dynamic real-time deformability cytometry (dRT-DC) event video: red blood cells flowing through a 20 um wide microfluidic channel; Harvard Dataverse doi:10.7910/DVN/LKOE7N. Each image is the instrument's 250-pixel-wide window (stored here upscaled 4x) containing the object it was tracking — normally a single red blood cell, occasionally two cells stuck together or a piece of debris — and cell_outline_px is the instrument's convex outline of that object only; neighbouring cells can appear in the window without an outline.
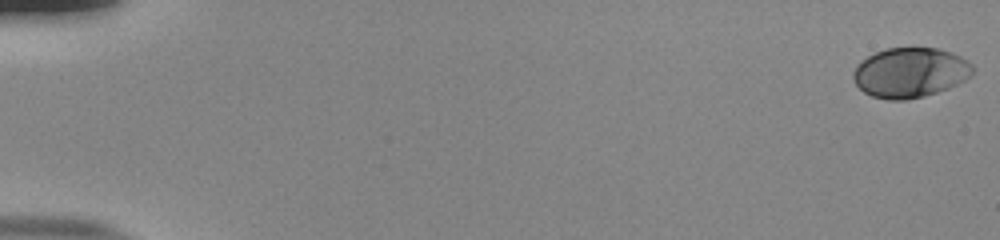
{"species": "human", "species_latin": "Homo sapiens", "temperature_condition": "room temperature", "stored_images_in_passage": 55, "camera_frame_rate_fps": 3000, "um_per_image_px": 0.085, "donor": {"sex": "male"}, "frame": {"image": 1, "passage_image": 1, "time_ms": 0.0, "image_size_px": [1000, 240], "cell_outline_px": [[972, 76], [948, 88], [924, 96], [908, 100], [888, 100], [872, 96], [864, 92], [856, 84], [852, 76], [852, 72], [856, 64], [868, 56], [884, 48], [936, 48], [952, 52], [968, 60], [972, 64]], "centroid_in_image_um": [77.35, 6.17], "position_along_channel_um": 7.7, "area_um2": 34.85}}
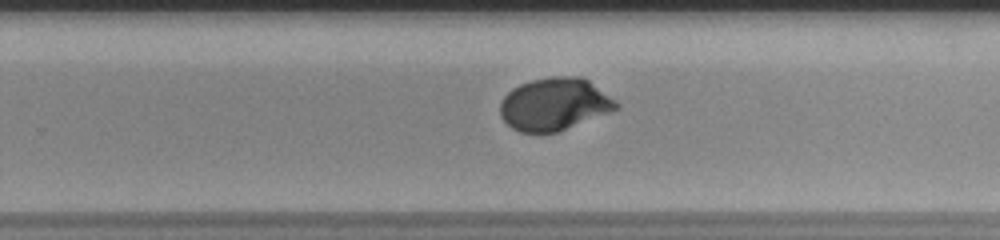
{"frame": {"image": 2, "passage_image": 37, "time_ms": 12.0, "image_size_px": [1000, 240], "cell_outline_px": [[620, 108], [556, 132], [520, 132], [512, 128], [500, 116], [500, 100], [512, 88], [520, 84], [532, 80], [552, 76], [580, 76], [588, 80], [616, 100], [620, 104]], "centroid_in_image_um": [47.12, 8.84], "position_along_channel_um": 282.7, "area_um2": 35.37}}
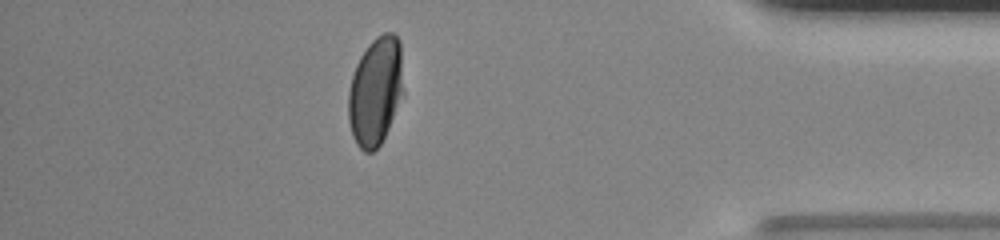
{"frame": {"image": 3, "passage_image": 49, "time_ms": 16.0, "image_size_px": [1000, 240], "cell_outline_px": [[404, 92], [388, 128], [380, 144], [372, 152], [364, 152], [356, 144], [352, 136], [348, 120], [348, 92], [352, 76], [356, 64], [360, 56], [368, 44], [376, 36], [384, 32], [392, 32], [400, 40]], "centroid_in_image_um": [31.91, 7.73], "position_along_channel_um": 403.3, "area_um2": 35.03}, "authors_computed_cell_mechanics": {"area_um2": 34.969, "velocity_mm_per_s": 3.8165, "shape_relaxation_time_tau1_ms": 3.4148, "shape_relaxation_time_tau2_ms": null, "deformation_change_tau1": 0.1619, "deformation_change_tau2": null}}